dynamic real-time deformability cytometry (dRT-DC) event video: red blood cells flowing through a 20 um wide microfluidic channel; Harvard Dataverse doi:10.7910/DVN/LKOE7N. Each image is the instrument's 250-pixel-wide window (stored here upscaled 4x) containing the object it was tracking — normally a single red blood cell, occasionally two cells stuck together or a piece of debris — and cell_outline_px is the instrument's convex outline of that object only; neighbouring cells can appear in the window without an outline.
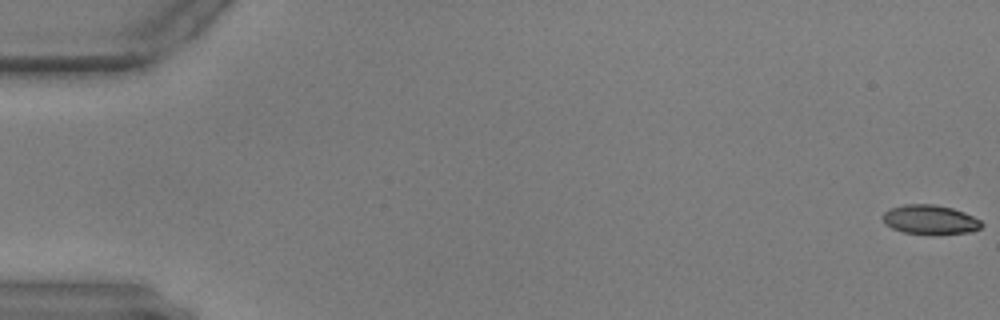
{"species": "common noctule bat (a hibernating species)", "species_latin": "Nyctalus noctula", "temperature_condition": "warm", "stored_images_in_passage": 24, "camera_frame_rate_fps": 3000, "um_per_image_px": 0.085, "animal": {"sex": "male", "body_mass_g": 17.9, "forearm_length_mm": 54.2}, "frame": {"image": 1, "passage_image": 1, "time_ms": 0.0, "image_size_px": [1000, 320], "cell_outline_px": [[984, 224], [980, 228], [972, 232], [904, 232], [892, 228], [884, 224], [884, 212], [892, 208], [904, 204], [936, 204], [952, 208], [964, 212], [980, 220]], "centroid_in_image_um": [79.06, 18.63], "position_along_channel_um": 5.9, "area_um2": 16.24}}
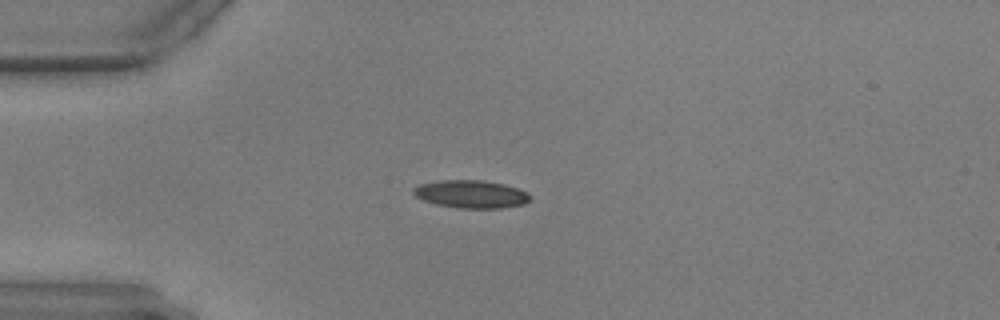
{"frame": {"image": 2, "passage_image": 16, "time_ms": 5.0, "image_size_px": [1000, 320], "cell_outline_px": [[532, 200], [524, 204], [500, 208], [460, 208], [436, 204], [424, 200], [416, 196], [412, 192], [412, 188], [420, 184], [440, 180], [484, 180], [504, 184], [528, 192], [532, 196]], "centroid_in_image_um": [40.07, 16.49], "position_along_channel_um": 44.9, "area_um2": 19.02}}